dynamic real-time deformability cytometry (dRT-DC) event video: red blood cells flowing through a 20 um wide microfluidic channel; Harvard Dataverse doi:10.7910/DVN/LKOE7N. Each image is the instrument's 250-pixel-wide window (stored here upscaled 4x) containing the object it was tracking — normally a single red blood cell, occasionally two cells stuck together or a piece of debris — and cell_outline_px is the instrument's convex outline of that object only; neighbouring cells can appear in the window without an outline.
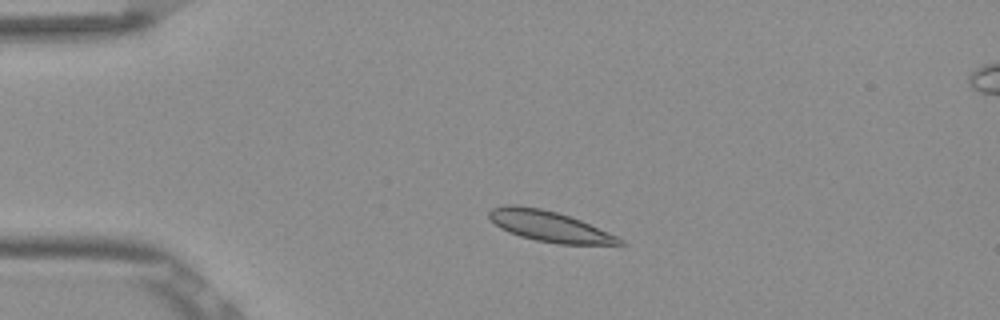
{"species": "Egyptian fruit bat (a non-hibernating species)", "species_latin": "Rousettus aegyptiacus", "temperature_condition": "room temperature", "stored_images_in_passage": 48, "camera_frame_rate_fps": 3000, "um_per_image_px": 0.085, "frame": {"image": 1, "passage_image": 7, "time_ms": 2.0, "image_size_px": [1000, 320], "cell_outline_px": [[624, 244], [560, 244], [536, 240], [520, 236], [508, 232], [500, 228], [488, 216], [488, 212], [492, 208], [504, 204], [516, 204], [540, 208], [556, 212], [580, 220], [616, 236], [624, 240]], "centroid_in_image_um": [46.63, 19.22], "position_along_channel_um": 38.4, "area_um2": 23.0}}
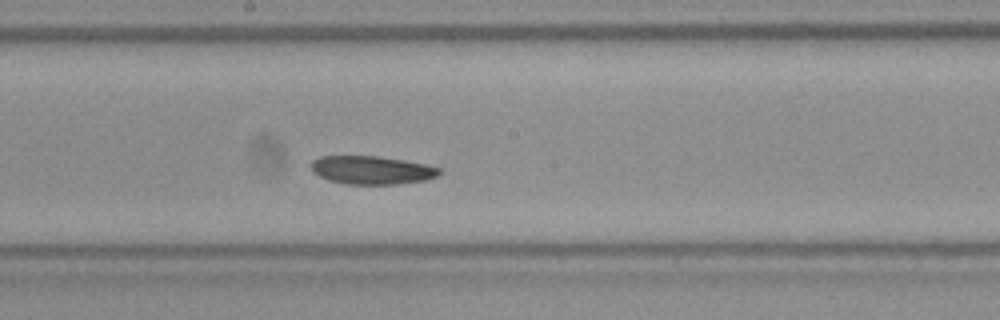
{"frame": {"image": 2, "passage_image": 24, "time_ms": 7.667, "image_size_px": [1000, 320], "cell_outline_px": [[440, 172], [436, 176], [424, 180], [396, 184], [344, 184], [328, 180], [312, 172], [312, 160], [320, 156], [376, 156], [404, 160], [424, 164], [440, 168]], "centroid_in_image_um": [31.56, 14.45], "position_along_channel_um": 216.6, "area_um2": 20.98}}
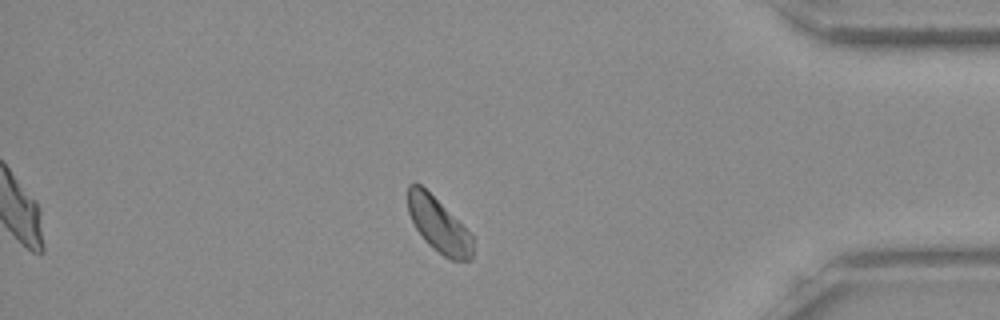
{"frame": {"image": 3, "passage_image": 41, "time_ms": 13.333, "image_size_px": [1000, 320], "cell_outline_px": [[472, 260], [452, 260], [444, 256], [428, 244], [424, 240], [416, 228], [408, 212], [408, 184], [420, 184], [472, 236]], "centroid_in_image_um": [37.25, 19.16], "position_along_channel_um": 397.9, "area_um2": 19.77}}